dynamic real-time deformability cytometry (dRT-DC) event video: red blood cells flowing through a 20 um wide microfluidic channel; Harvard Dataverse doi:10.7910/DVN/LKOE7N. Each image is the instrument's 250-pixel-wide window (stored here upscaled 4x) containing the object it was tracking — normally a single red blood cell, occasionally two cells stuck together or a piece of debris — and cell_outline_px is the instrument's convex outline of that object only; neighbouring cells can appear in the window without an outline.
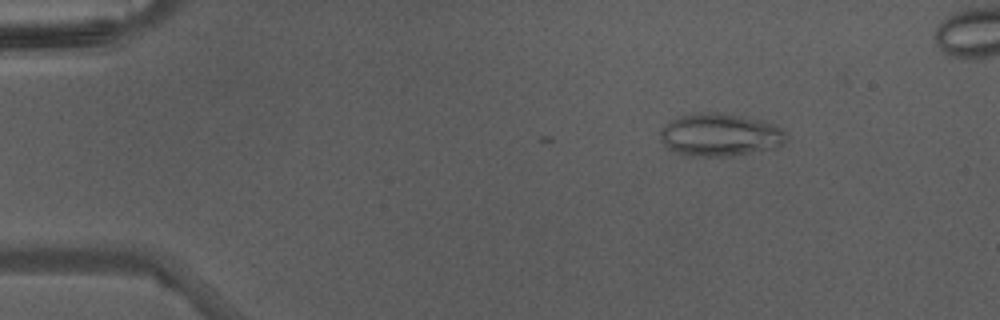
{"species": "Egyptian fruit bat (a non-hibernating species)", "species_latin": "Rousettus aegyptiacus", "temperature_condition": "warm", "stored_images_in_passage": 5, "camera_frame_rate_fps": 3000, "um_per_image_px": 0.085, "animal": {"sex": "male"}, "frame": {"image": 1, "passage_image": 1, "time_ms": 0.0, "image_size_px": [1000, 320], "cell_outline_px": [[788, 140], [776, 148], [732, 156], [684, 156], [668, 148], [660, 140], [660, 132], [664, 124], [680, 116], [704, 112], [716, 112], [744, 116], [760, 120], [780, 128], [784, 132]], "centroid_in_image_um": [61.18, 11.48], "position_along_channel_um": 23.8, "area_um2": 31.44}}